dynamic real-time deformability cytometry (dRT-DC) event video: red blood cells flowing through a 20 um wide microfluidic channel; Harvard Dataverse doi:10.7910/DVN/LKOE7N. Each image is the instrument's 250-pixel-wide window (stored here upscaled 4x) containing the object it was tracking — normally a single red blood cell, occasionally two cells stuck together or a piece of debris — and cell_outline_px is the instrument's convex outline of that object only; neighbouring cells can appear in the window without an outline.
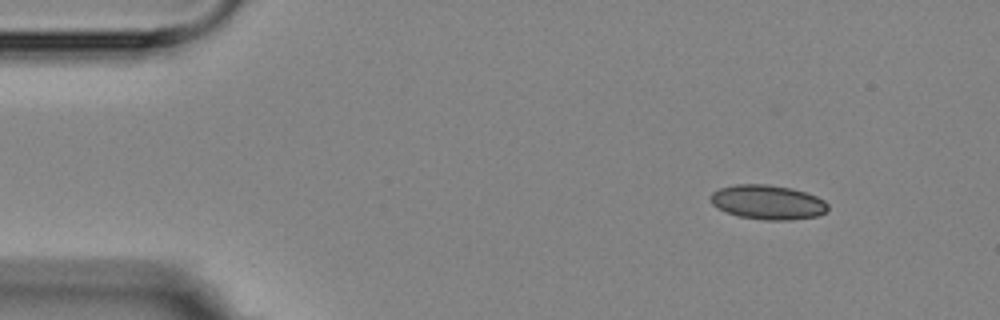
{"species": "Egyptian fruit bat (a non-hibernating species)", "species_latin": "Rousettus aegyptiacus", "temperature_condition": "room temperature", "stored_images_in_passage": 3, "camera_frame_rate_fps": 3000, "um_per_image_px": 0.085, "animal": {"sex": "female"}, "frame": {"image": 1, "passage_image": 1, "time_ms": 0.0, "image_size_px": [1000, 320], "cell_outline_px": [[828, 212], [820, 216], [788, 220], [764, 220], [740, 216], [728, 212], [712, 204], [712, 192], [720, 188], [736, 184], [768, 184], [792, 188], [816, 196], [824, 200], [828, 204]], "centroid_in_image_um": [65.32, 17.19], "position_along_channel_um": 19.7, "area_um2": 23.47}}